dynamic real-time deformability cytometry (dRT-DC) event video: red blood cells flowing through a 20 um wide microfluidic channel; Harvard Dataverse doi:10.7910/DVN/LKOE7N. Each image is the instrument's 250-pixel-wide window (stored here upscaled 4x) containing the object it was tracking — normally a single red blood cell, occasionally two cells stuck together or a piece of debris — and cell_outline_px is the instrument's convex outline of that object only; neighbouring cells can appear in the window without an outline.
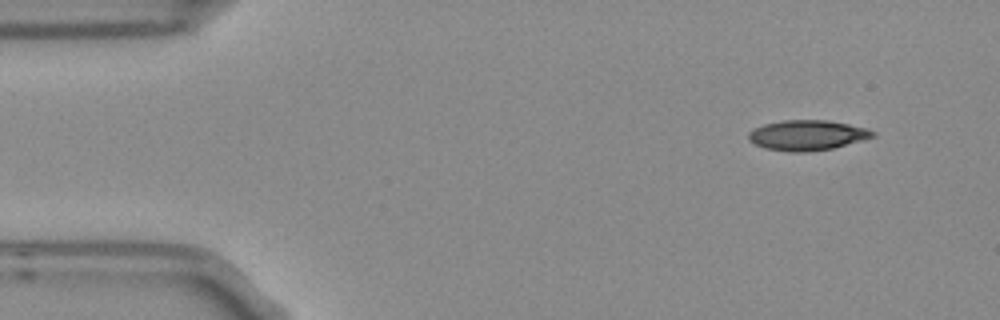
{"species": "Egyptian fruit bat (a non-hibernating species)", "species_latin": "Rousettus aegyptiacus", "temperature_condition": "room temperature", "stored_images_in_passage": 4, "segment_of_instrument_passage": [1, 2], "camera_frame_rate_fps": 3000, "um_per_image_px": 0.085, "frame": {"image": 1, "passage_image": 1, "time_ms": 0.0, "image_size_px": [1000, 320], "cell_outline_px": [[876, 136], [832, 148], [804, 152], [792, 152], [764, 148], [748, 140], [748, 132], [764, 124], [784, 120], [828, 120], [868, 128], [876, 132]], "centroid_in_image_um": [68.62, 11.49], "position_along_channel_um": 16.4, "area_um2": 21.73}}